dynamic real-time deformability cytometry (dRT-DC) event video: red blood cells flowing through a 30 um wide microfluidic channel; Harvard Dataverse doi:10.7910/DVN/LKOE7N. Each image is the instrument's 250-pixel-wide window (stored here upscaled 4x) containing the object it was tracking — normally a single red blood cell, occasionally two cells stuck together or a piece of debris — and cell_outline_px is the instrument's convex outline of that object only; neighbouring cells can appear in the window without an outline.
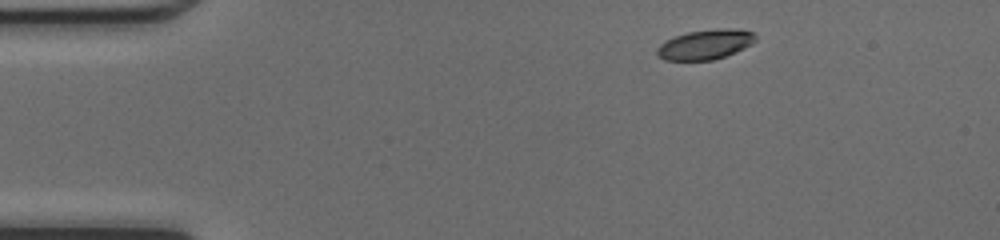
{"species": "common noctule bat (a hibernating species)", "species_latin": "Nyctalus noctula", "temperature_condition": "cold", "stored_images_in_passage": 42, "camera_frame_rate_fps": 3000, "um_per_image_px": 0.085, "animal": {"sex": "female", "body_mass_g": 17.0, "forearm_length_mm": 48.0}, "frame": {"image": 1, "passage_image": 1, "time_ms": 0.0, "image_size_px": [1000, 240], "cell_outline_px": [[756, 40], [752, 44], [744, 48], [724, 56], [712, 60], [664, 60], [656, 56], [656, 48], [660, 44], [676, 36], [688, 32], [716, 28], [728, 28], [752, 32], [756, 36]], "centroid_in_image_um": [59.93, 3.78], "position_along_channel_um": 25.1, "area_um2": 16.99}}
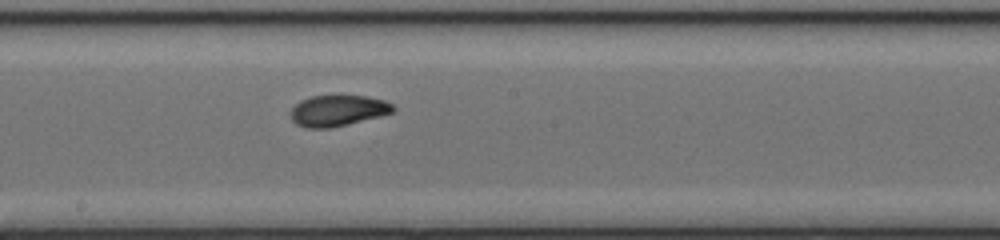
{"frame": {"image": 2, "passage_image": 20, "time_ms": 6.333, "image_size_px": [1000, 240], "cell_outline_px": [[396, 108], [392, 112], [380, 116], [332, 128], [308, 128], [296, 124], [292, 120], [288, 112], [300, 100], [312, 96], [368, 96], [384, 100], [392, 104]], "centroid_in_image_um": [28.69, 9.41], "position_along_channel_um": 219.5, "area_um2": 18.55}}
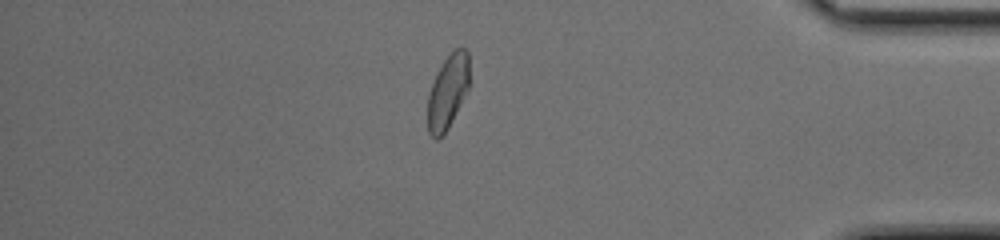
{"frame": {"image": 3, "passage_image": 35, "time_ms": 11.333, "image_size_px": [1000, 240], "cell_outline_px": [[468, 88], [448, 128], [436, 140], [428, 132], [428, 92], [444, 60], [456, 48], [464, 48], [468, 52]], "centroid_in_image_um": [38.05, 7.8], "position_along_channel_um": 397.2, "area_um2": 17.4}, "authors_computed_cell_mechanics": {"area_um2": 18.4382, "velocity_mm_per_s": 4.2482, "shape_relaxation_time_tau1_ms": 7.3366, "shape_relaxation_time_tau2_ms": 1.633, "deformation_change_tau1": 0.2311, "deformation_change_tau2": 0.0651}}